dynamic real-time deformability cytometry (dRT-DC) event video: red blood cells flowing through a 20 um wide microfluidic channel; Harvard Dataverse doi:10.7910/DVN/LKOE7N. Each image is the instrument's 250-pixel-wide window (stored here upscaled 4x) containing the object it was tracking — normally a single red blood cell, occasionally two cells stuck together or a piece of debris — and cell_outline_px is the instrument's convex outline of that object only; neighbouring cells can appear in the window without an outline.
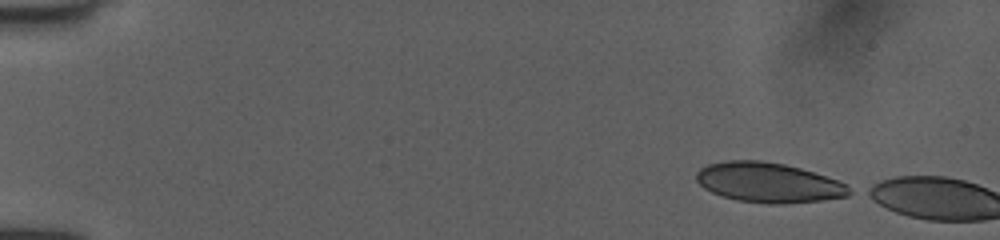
{"species": "human", "species_latin": "Homo sapiens", "temperature_condition": "room temperature", "stored_images_in_passage": 3, "camera_frame_rate_fps": 3000, "um_per_image_px": 0.085, "donor": {"sex": "female"}, "frame": {"image": 1, "passage_image": 1, "time_ms": 0.0, "image_size_px": [1000, 240], "cell_outline_px": [[856, 192], [848, 196], [820, 200], [784, 204], [768, 204], [736, 200], [712, 192], [704, 188], [696, 180], [696, 172], [700, 168], [708, 164], [728, 160], [760, 160], [784, 164], [800, 168], [848, 184]], "centroid_in_image_um": [65.34, 15.52], "position_along_channel_um": 19.7, "area_um2": 35.6}}